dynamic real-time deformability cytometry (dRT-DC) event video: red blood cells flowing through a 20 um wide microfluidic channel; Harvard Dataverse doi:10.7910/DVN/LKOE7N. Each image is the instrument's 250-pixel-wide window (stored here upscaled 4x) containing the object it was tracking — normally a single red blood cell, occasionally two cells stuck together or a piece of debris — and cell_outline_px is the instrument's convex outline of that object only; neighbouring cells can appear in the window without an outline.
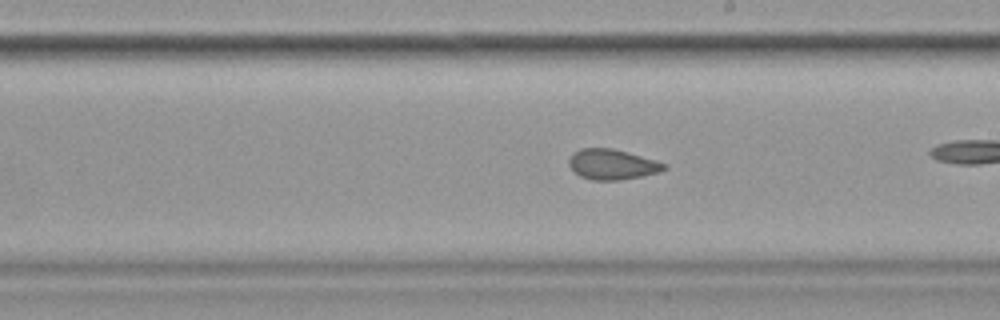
{"species": "common noctule bat (a hibernating species)", "species_latin": "Nyctalus noctula", "temperature_condition": "cold", "stored_images_in_passage": 44, "camera_frame_rate_fps": 3000, "um_per_image_px": 0.085, "animal": {"sex": "female", "body_mass_g": 19.9}, "frame": {"image": 1, "passage_image": 32, "time_ms": 10.333, "image_size_px": [1000, 320], "cell_outline_px": [[668, 168], [660, 172], [644, 176], [620, 180], [592, 180], [580, 176], [568, 164], [568, 160], [580, 148], [612, 148], [628, 152], [668, 164]], "centroid_in_image_um": [52.09, 13.98], "position_along_channel_um": 236.9, "area_um2": 16.82}}